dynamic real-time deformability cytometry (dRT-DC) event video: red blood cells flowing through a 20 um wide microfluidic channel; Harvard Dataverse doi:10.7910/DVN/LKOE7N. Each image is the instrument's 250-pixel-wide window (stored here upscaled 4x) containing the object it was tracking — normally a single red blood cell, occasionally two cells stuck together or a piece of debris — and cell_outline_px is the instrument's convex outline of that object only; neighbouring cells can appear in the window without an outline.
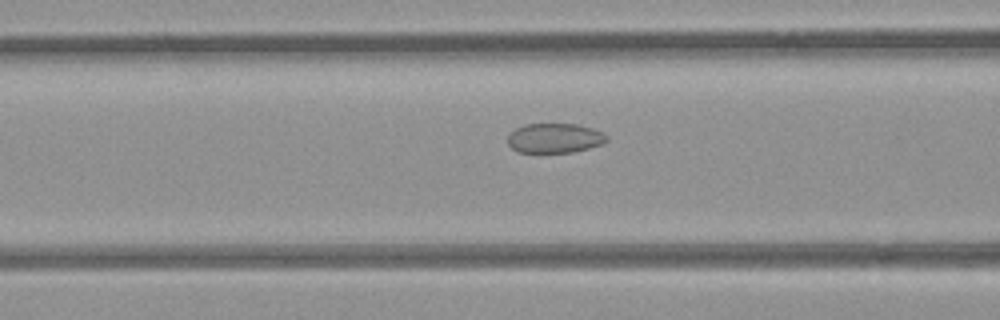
{"species": "common noctule bat (a hibernating species)", "species_latin": "Nyctalus noctula", "temperature_condition": "room temperature", "stored_images_in_passage": 24, "camera_frame_rate_fps": 3000, "um_per_image_px": 0.085, "animal": {"sex": "female", "body_mass_g": 21.9}, "frame": {"image": 1, "passage_image": 12, "time_ms": 3.667, "image_size_px": [1000, 320], "cell_outline_px": [[608, 140], [604, 144], [572, 152], [516, 152], [508, 144], [508, 132], [524, 124], [580, 124], [592, 128], [608, 136]], "centroid_in_image_um": [47.13, 11.73], "position_along_channel_um": 119.5, "area_um2": 17.22}}
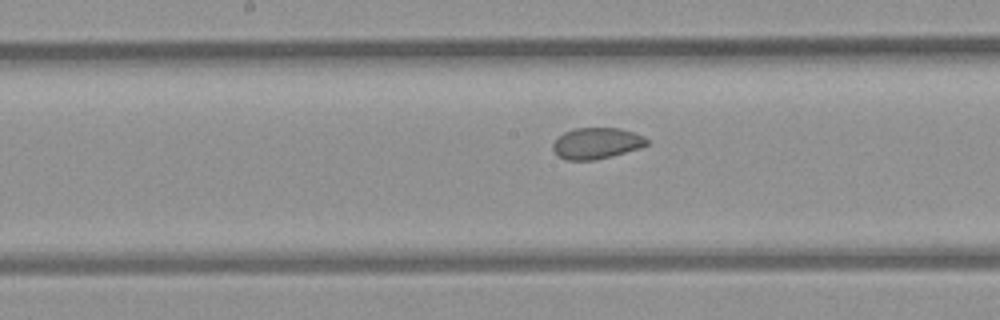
{"frame": {"image": 2, "passage_image": 18, "time_ms": 5.667, "image_size_px": [1000, 320], "cell_outline_px": [[648, 144], [640, 148], [612, 156], [592, 160], [568, 160], [560, 156], [552, 148], [552, 144], [564, 132], [576, 128], [620, 128], [644, 136], [648, 140]], "centroid_in_image_um": [50.73, 12.17], "position_along_channel_um": 197.5, "area_um2": 16.88}}
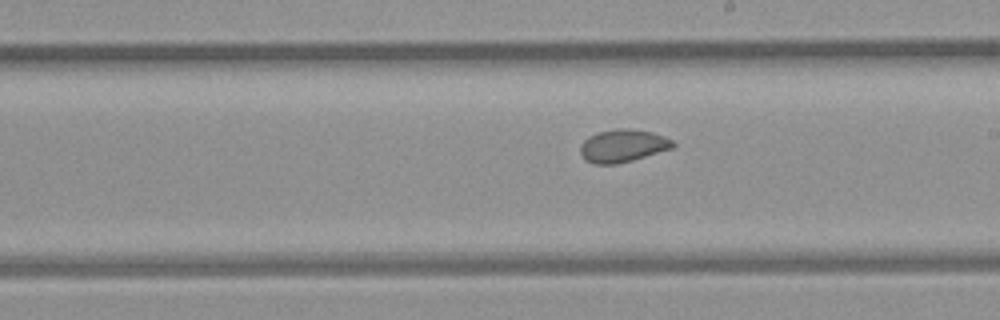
{"frame": {"image": 3, "passage_image": 21, "time_ms": 6.667, "image_size_px": [1000, 320], "cell_outline_px": [[676, 144], [672, 148], [632, 160], [616, 164], [596, 164], [588, 160], [580, 152], [580, 144], [588, 136], [600, 132], [616, 128], [628, 128], [652, 132], [664, 136], [672, 140]], "centroid_in_image_um": [52.95, 12.37], "position_along_channel_um": 236.1, "area_um2": 17.46}}